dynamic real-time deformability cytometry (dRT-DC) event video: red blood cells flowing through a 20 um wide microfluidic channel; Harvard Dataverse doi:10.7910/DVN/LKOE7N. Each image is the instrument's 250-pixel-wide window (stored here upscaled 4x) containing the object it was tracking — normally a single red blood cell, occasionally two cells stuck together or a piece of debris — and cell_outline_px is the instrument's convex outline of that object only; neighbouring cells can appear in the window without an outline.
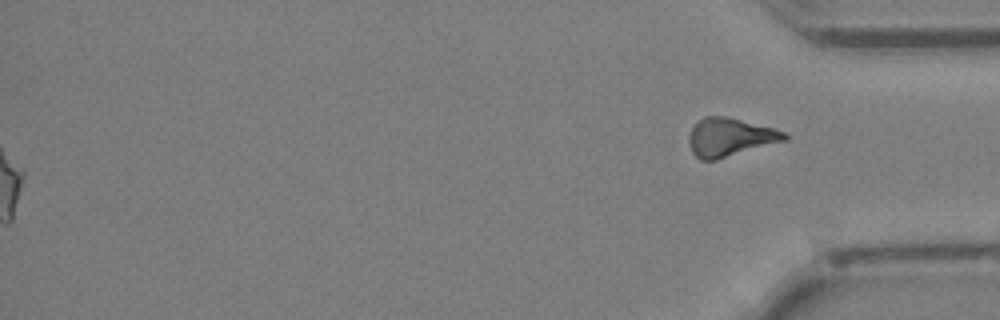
{"species": "Egyptian fruit bat (a non-hibernating species)", "species_latin": "Rousettus aegyptiacus", "temperature_condition": "cold", "stored_images_in_passage": 43, "segment_of_instrument_passage": [2, 2], "camera_frame_rate_fps": 3000, "um_per_image_px": 0.085, "animal": {"sex": "female"}, "frame": {"image": 1, "passage_image": 43, "time_ms": 14.0, "image_size_px": [1000, 320], "cell_outline_px": [[788, 140], [716, 160], [700, 160], [692, 152], [688, 140], [688, 136], [692, 128], [704, 116], [724, 116], [776, 128], [788, 132]], "centroid_in_image_um": [62.09, 11.67], "position_along_channel_um": 373.1, "area_um2": 21.5}}